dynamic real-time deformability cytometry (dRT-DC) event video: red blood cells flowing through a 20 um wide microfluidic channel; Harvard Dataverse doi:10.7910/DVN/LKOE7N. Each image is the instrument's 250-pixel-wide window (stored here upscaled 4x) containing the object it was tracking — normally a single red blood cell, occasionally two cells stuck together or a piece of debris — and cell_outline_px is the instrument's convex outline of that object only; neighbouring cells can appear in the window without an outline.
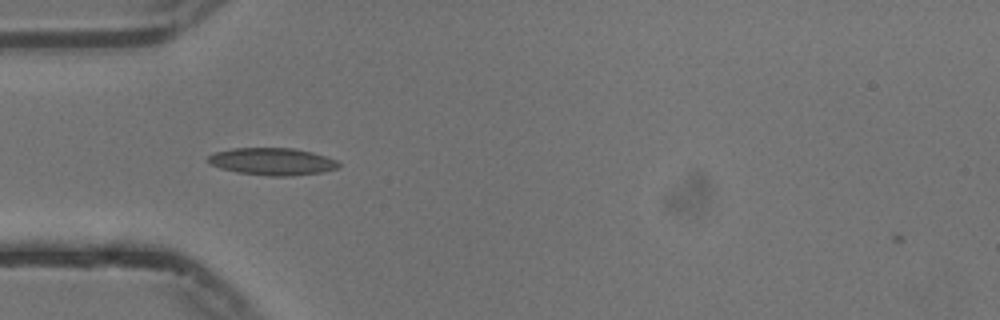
{"species": "common noctule bat (a hibernating species)", "species_latin": "Nyctalus noctula", "temperature_condition": "cold", "stored_images_in_passage": 34, "camera_frame_rate_fps": 3000, "um_per_image_px": 0.085, "animal": {"sex": "male", "body_mass_g": 13.3}, "frame": {"image": 1, "passage_image": 2, "time_ms": 0.333, "image_size_px": [1000, 320], "cell_outline_px": [[340, 168], [324, 172], [292, 176], [268, 176], [236, 172], [220, 168], [212, 164], [208, 160], [208, 156], [216, 152], [232, 148], [292, 148], [312, 152], [336, 160], [340, 164]], "centroid_in_image_um": [23.18, 13.74], "position_along_channel_um": 61.8, "area_um2": 20.75}}
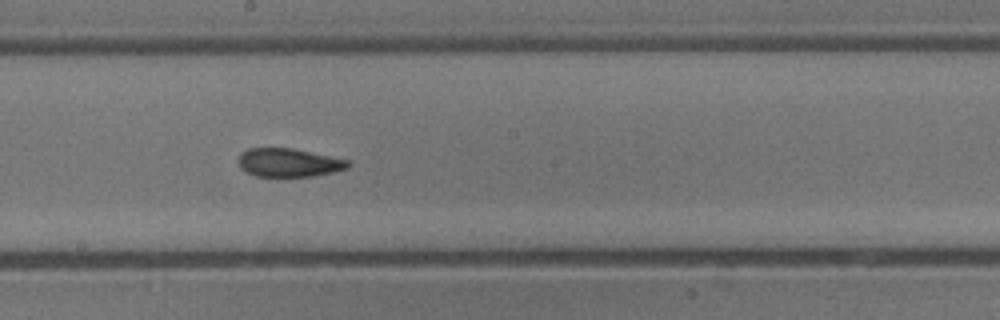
{"frame": {"image": 2, "passage_image": 15, "time_ms": 4.667, "image_size_px": [1000, 320], "cell_outline_px": [[352, 164], [348, 168], [332, 172], [312, 176], [256, 176], [240, 168], [240, 152], [248, 148], [292, 148], [348, 160]], "centroid_in_image_um": [24.55, 13.82], "position_along_channel_um": 223.6, "area_um2": 17.98}}
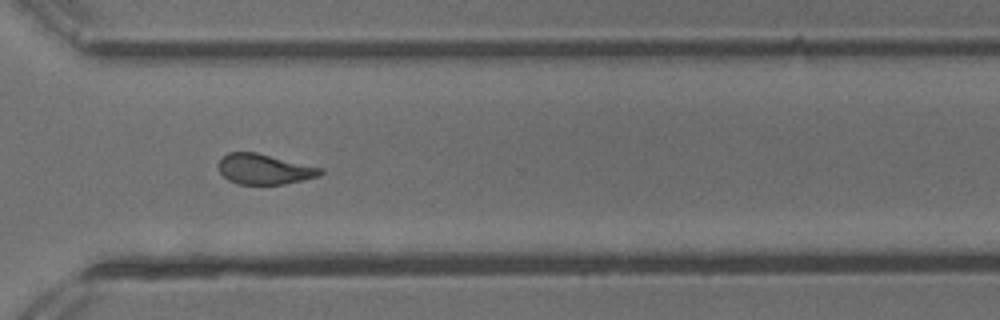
{"frame": {"image": 3, "passage_image": 25, "time_ms": 8.0, "image_size_px": [1000, 320], "cell_outline_px": [[324, 172], [320, 176], [284, 184], [240, 184], [228, 180], [220, 172], [220, 160], [228, 152], [256, 152], [324, 168]], "centroid_in_image_um": [22.52, 14.38], "position_along_channel_um": 348.1, "area_um2": 17.92}, "authors_computed_cell_mechanics": {"area_um2": 19.1029, "velocity_mm_per_s": 3.7433, "shape_relaxation_time_tau1_ms": null, "shape_relaxation_time_tau2_ms": 2.8272, "deformation_change_tau1": null, "deformation_change_tau2": 0.099}}